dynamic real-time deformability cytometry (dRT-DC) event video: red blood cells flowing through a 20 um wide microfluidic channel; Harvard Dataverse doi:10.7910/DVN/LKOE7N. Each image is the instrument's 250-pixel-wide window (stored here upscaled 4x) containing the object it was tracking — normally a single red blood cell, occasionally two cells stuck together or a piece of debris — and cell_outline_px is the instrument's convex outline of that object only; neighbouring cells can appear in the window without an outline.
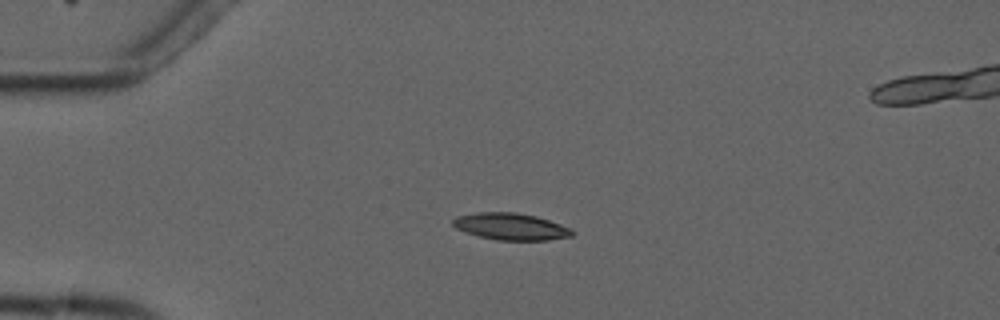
{"species": "common noctule bat (a hibernating species)", "species_latin": "Nyctalus noctula", "temperature_condition": "cold", "stored_images_in_passage": 6, "camera_frame_rate_fps": 3000, "um_per_image_px": 0.085, "animal": {"sex": "male", "forearm_length_mm": 52.5}, "frame": {"image": 1, "passage_image": 4, "time_ms": 3.667, "image_size_px": [1000, 320], "cell_outline_px": [[572, 236], [548, 240], [496, 240], [464, 232], [456, 228], [452, 224], [452, 220], [456, 216], [476, 212], [516, 212], [536, 216], [572, 228]], "centroid_in_image_um": [43.39, 19.25], "position_along_channel_um": 41.6, "area_um2": 18.67}}